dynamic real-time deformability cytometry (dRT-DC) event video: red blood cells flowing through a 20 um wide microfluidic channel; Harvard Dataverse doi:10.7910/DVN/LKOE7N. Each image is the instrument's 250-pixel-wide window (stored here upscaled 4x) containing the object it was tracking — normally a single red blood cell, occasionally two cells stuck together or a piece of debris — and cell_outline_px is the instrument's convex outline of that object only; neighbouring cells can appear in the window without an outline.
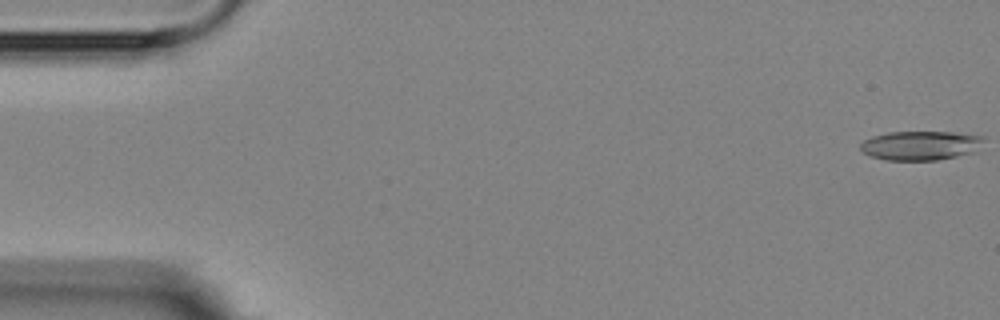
{"species": "Egyptian fruit bat (a non-hibernating species)", "species_latin": "Rousettus aegyptiacus", "temperature_condition": "room temperature", "stored_images_in_passage": 5, "segment_of_instrument_passage": [1, 2], "camera_frame_rate_fps": 3000, "um_per_image_px": 0.085, "animal": {"sex": "female"}, "frame": {"image": 1, "passage_image": 1, "time_ms": 0.0, "image_size_px": [1000, 320], "cell_outline_px": [[984, 140], [972, 152], [956, 156], [936, 160], [888, 160], [872, 156], [864, 152], [860, 148], [860, 144], [864, 140], [872, 136], [888, 132], [952, 132], [984, 136]], "centroid_in_image_um": [78.22, 12.36], "position_along_channel_um": 6.8, "area_um2": 20.69}}
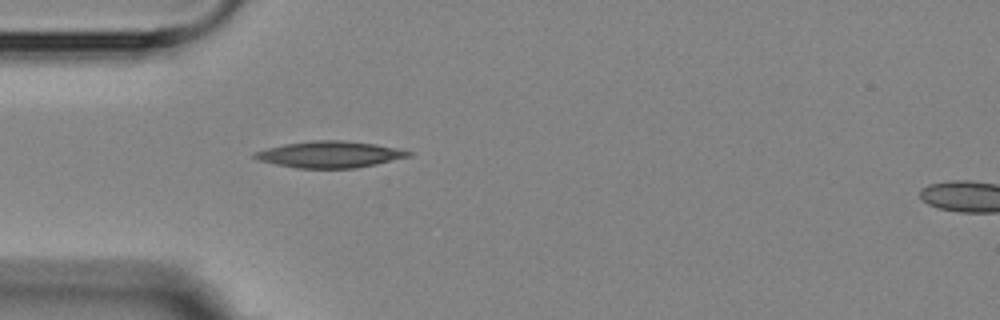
{"frame": {"image": 2, "passage_image": 4, "time_ms": 5.0, "image_size_px": [1000, 320], "cell_outline_px": [[416, 152], [412, 156], [376, 164], [356, 168], [296, 168], [276, 164], [260, 160], [252, 156], [252, 152], [284, 144], [312, 140], [340, 140], [376, 144], [400, 148]], "centroid_in_image_um": [28.09, 13.12], "position_along_channel_um": 56.9, "area_um2": 23.87}}